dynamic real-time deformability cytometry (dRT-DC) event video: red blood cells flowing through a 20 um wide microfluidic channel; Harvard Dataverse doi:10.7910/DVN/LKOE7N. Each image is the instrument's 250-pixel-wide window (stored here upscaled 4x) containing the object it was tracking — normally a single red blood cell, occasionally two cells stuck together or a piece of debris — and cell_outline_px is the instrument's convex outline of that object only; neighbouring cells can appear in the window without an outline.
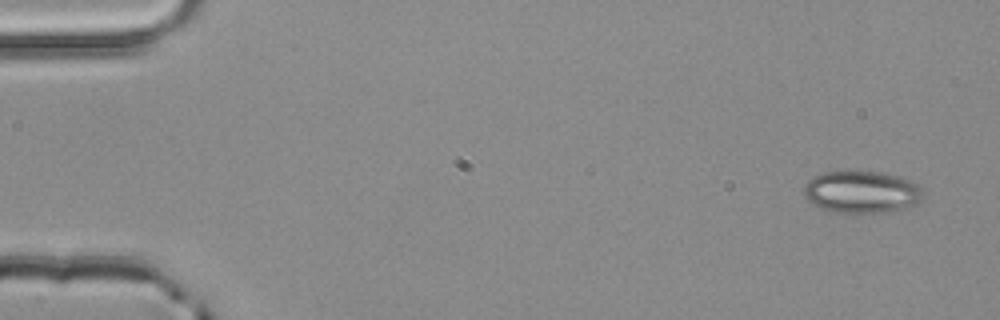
{"species": "common noctule bat (a hibernating species)", "species_latin": "Nyctalus noctula", "temperature_condition": "room temperature", "stored_images_in_passage": 4, "camera_frame_rate_fps": 3000, "um_per_image_px": 0.085, "animal": {"sex": "male", "body_mass_g": 20.4}, "frame": {"image": 1, "passage_image": 4, "time_ms": 1.0, "image_size_px": [1000, 320], "cell_outline_px": [[924, 192], [920, 200], [916, 204], [884, 212], [828, 212], [812, 204], [804, 196], [804, 184], [812, 176], [824, 172], [876, 172], [900, 176], [912, 180]], "centroid_in_image_um": [73.19, 16.31], "position_along_channel_um": 11.8, "area_um2": 29.13}}